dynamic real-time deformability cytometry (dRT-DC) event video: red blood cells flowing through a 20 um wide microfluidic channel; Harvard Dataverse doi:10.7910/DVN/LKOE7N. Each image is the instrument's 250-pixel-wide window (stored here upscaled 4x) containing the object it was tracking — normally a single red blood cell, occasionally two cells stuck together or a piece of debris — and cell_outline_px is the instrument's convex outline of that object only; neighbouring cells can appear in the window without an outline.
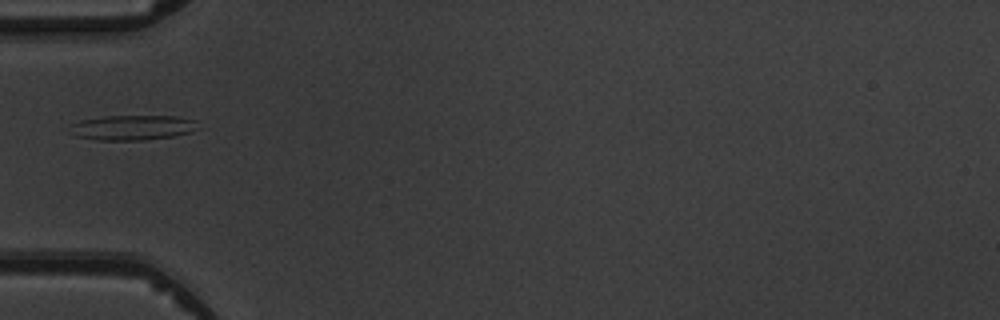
{"species": "common noctule bat (a hibernating species)", "species_latin": "Nyctalus noctula", "temperature_condition": "warm", "stored_images_in_passage": 4, "camera_frame_rate_fps": 3000, "um_per_image_px": 0.085, "animal": {"sex": "male", "body_mass_g": 19.5, "forearm_length_mm": 54.6}, "frame": {"image": 1, "passage_image": 3, "time_ms": 2.333, "image_size_px": [1000, 320], "cell_outline_px": [[200, 128], [192, 132], [172, 136], [144, 140], [96, 140], [76, 136], [68, 124], [80, 120], [100, 116], [180, 116], [196, 120]], "centroid_in_image_um": [11.29, 10.83], "position_along_channel_um": 73.7, "area_um2": 18.9}}
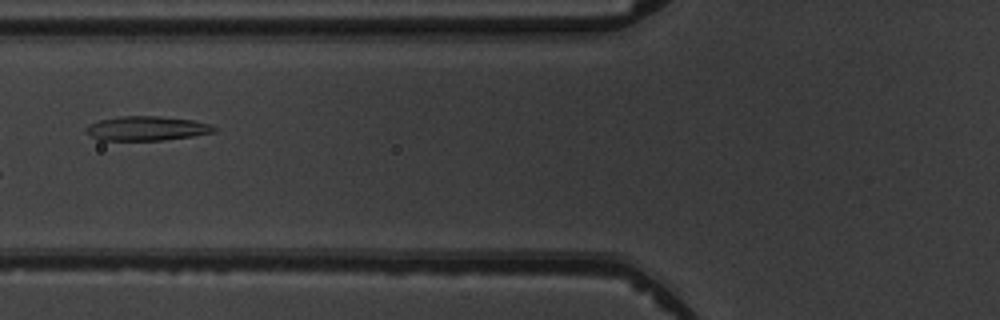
{"frame": {"image": 2, "passage_image": 4, "time_ms": 3.333, "image_size_px": [1000, 320], "cell_outline_px": [[216, 132], [192, 136], [160, 140], [100, 140], [84, 132], [84, 128], [88, 124], [100, 120], [120, 116], [160, 116], [192, 120], [212, 124], [216, 128]], "centroid_in_image_um": [12.46, 10.91], "position_along_channel_um": 113.3, "area_um2": 18.21}}